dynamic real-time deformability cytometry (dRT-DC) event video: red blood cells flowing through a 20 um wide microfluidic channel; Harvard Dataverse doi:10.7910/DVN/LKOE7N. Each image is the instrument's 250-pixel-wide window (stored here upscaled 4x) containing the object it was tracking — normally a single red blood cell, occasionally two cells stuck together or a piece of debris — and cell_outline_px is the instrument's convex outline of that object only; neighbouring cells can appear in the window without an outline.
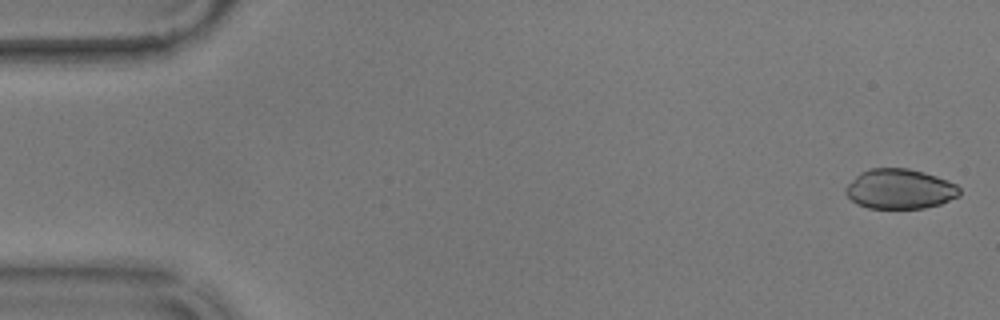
{"species": "common noctule bat (a hibernating species)", "species_latin": "Nyctalus noctula", "temperature_condition": "warm", "stored_images_in_passage": 56, "camera_frame_rate_fps": 3000, "um_per_image_px": 0.085, "animal": {"sex": "male", "body_mass_g": 17.9}, "frame": {"image": 1, "passage_image": 1, "time_ms": 0.0, "image_size_px": [1000, 320], "cell_outline_px": [[960, 196], [940, 204], [924, 208], [868, 208], [856, 204], [844, 192], [844, 188], [860, 172], [868, 168], [908, 168], [924, 172], [948, 180], [956, 184], [960, 188]], "centroid_in_image_um": [76.48, 16.06], "position_along_channel_um": 8.5, "area_um2": 26.65}}
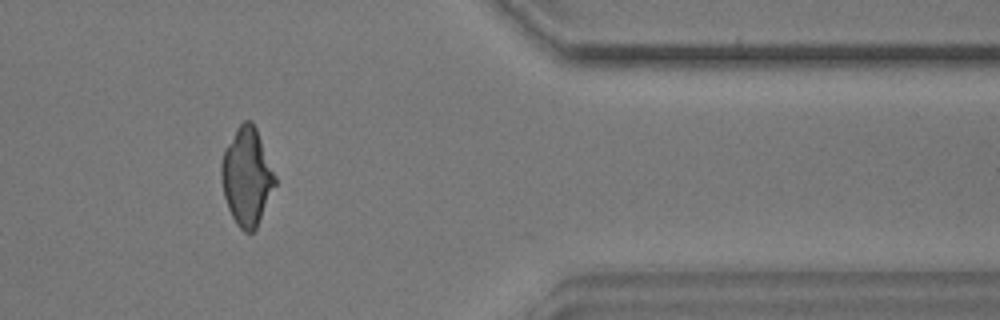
{"frame": {"image": 2, "passage_image": 46, "time_ms": 15.0, "image_size_px": [1000, 320], "cell_outline_px": [[276, 184], [260, 220], [256, 228], [252, 232], [244, 232], [236, 224], [228, 208], [224, 196], [220, 176], [220, 164], [224, 148], [236, 128], [244, 120], [252, 120], [256, 128], [276, 176]], "centroid_in_image_um": [20.96, 15.0], "position_along_channel_um": 390.4, "area_um2": 30.63}}
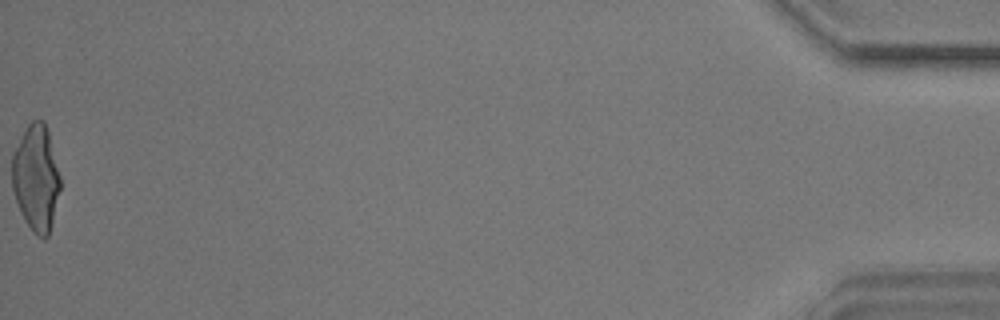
{"frame": {"image": 3, "passage_image": 56, "time_ms": 18.333, "image_size_px": [1000, 320], "cell_outline_px": [[60, 188], [52, 224], [48, 236], [44, 240], [36, 236], [24, 220], [16, 200], [12, 188], [12, 152], [28, 124], [32, 120], [44, 120], [48, 132], [60, 176]], "centroid_in_image_um": [3.06, 15.15], "position_along_channel_um": 432.1, "area_um2": 29.82}}